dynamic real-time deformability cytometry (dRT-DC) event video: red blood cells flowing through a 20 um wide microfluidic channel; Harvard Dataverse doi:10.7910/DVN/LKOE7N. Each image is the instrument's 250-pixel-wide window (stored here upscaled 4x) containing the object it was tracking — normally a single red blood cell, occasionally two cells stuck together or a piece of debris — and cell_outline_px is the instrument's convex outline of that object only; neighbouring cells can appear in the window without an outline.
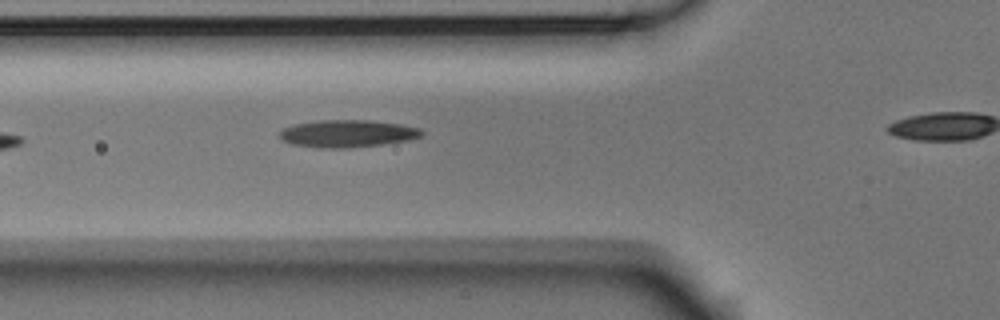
{"species": "Egyptian fruit bat (a non-hibernating species)", "species_latin": "Rousettus aegyptiacus", "temperature_condition": "room temperature", "stored_images_in_passage": 4, "segment_of_instrument_passage": [1, 2], "camera_frame_rate_fps": 3000, "um_per_image_px": 0.085, "animal": {"sex": "male"}, "frame": {"image": 1, "passage_image": 3, "time_ms": 0.667, "image_size_px": [1000, 320], "cell_outline_px": [[424, 136], [408, 140], [380, 144], [344, 148], [320, 148], [292, 144], [280, 140], [280, 132], [284, 128], [292, 124], [316, 120], [372, 120], [404, 124], [420, 128], [424, 132]], "centroid_in_image_um": [29.54, 11.34], "position_along_channel_um": 96.3, "area_um2": 22.89}}